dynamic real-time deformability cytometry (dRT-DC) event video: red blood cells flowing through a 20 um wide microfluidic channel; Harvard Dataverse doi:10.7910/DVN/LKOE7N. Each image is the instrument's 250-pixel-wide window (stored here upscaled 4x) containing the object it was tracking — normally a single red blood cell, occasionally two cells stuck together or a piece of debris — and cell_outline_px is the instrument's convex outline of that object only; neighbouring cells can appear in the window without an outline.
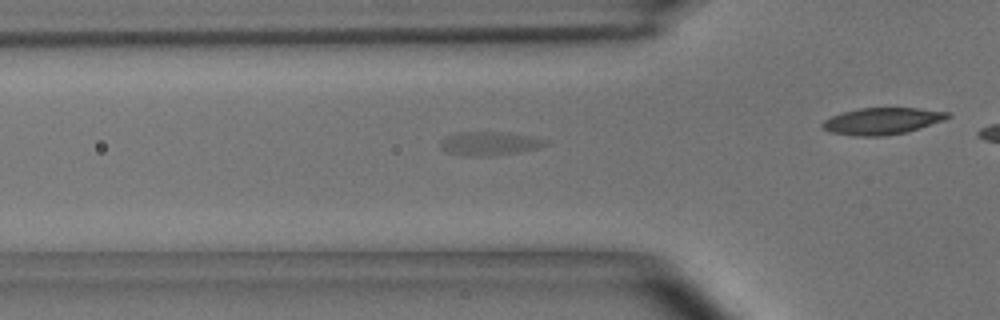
{"species": "common noctule bat (a hibernating species)", "species_latin": "Nyctalus noctula", "temperature_condition": "room temperature", "stored_images_in_passage": 29, "camera_frame_rate_fps": 3000, "um_per_image_px": 0.085, "animal": {"sex": "male", "body_mass_g": 15.6}, "frame": {"image": 1, "passage_image": 5, "time_ms": 1.333, "image_size_px": [1000, 320], "cell_outline_px": [[548, 144], [536, 148], [516, 152], [488, 156], [480, 156], [448, 152], [440, 148], [444, 140], [448, 136], [460, 132], [500, 132], [528, 136], [548, 140]], "centroid_in_image_um": [41.64, 12.19], "position_along_channel_um": 84.2, "area_um2": 13.81}}